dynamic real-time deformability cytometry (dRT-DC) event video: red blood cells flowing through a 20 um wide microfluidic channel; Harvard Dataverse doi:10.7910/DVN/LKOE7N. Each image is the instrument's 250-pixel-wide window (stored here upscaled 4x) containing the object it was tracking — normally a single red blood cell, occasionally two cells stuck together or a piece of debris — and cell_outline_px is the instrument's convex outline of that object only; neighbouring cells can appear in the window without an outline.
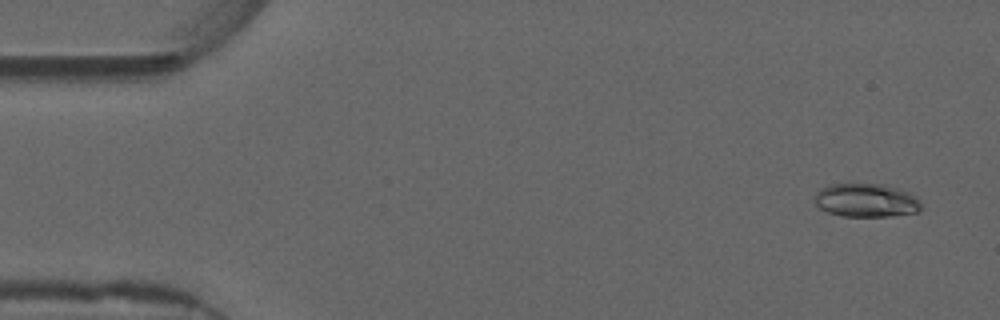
{"species": "common noctule bat (a hibernating species)", "species_latin": "Nyctalus noctula", "temperature_condition": "warm", "stored_images_in_passage": 55, "camera_frame_rate_fps": 3000, "um_per_image_px": 0.085, "animal": {"sex": "male", "forearm_length_mm": 52.5}, "frame": {"image": 1, "passage_image": 3, "time_ms": 0.667, "image_size_px": [1000, 320], "cell_outline_px": [[920, 212], [892, 216], [840, 216], [828, 212], [820, 208], [812, 200], [812, 196], [820, 188], [828, 184], [884, 184], [908, 192], [920, 200]], "centroid_in_image_um": [73.58, 17.03], "position_along_channel_um": 11.4, "area_um2": 21.04}}
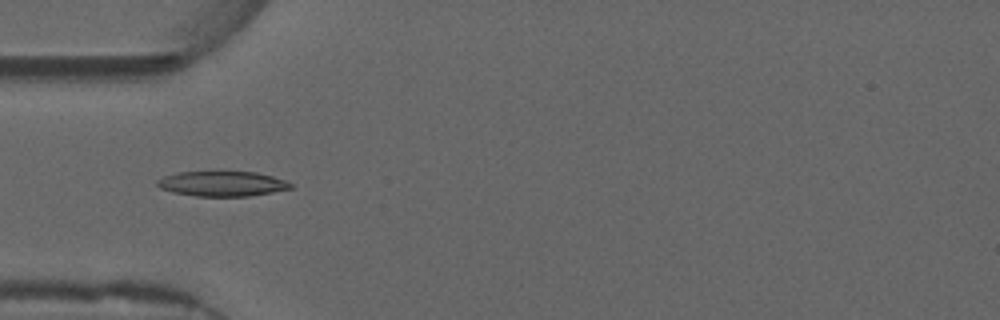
{"frame": {"image": 2, "passage_image": 17, "time_ms": 5.333, "image_size_px": [1000, 320], "cell_outline_px": [[292, 188], [272, 192], [248, 196], [196, 196], [172, 192], [160, 188], [156, 184], [156, 180], [164, 176], [180, 172], [256, 172], [272, 176], [284, 180], [292, 184]], "centroid_in_image_um": [18.86, 15.62], "position_along_channel_um": 66.1, "area_um2": 19.31}}
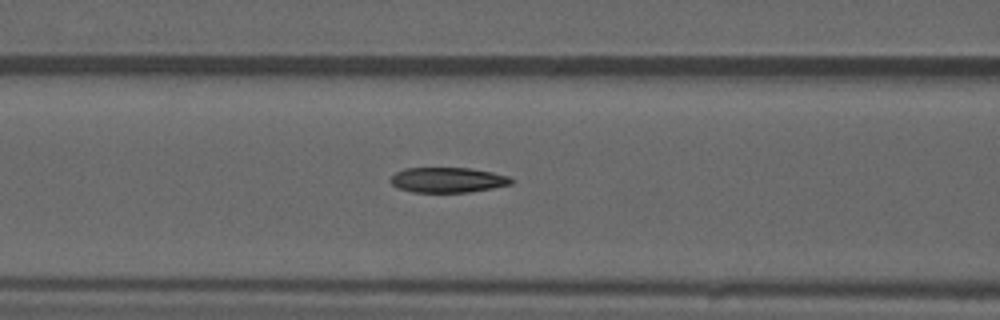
{"frame": {"image": 3, "passage_image": 22, "time_ms": 7.0, "image_size_px": [1000, 320], "cell_outline_px": [[512, 184], [492, 188], [468, 192], [412, 192], [400, 188], [392, 184], [388, 180], [396, 172], [404, 168], [468, 168], [492, 172], [508, 176], [512, 180]], "centroid_in_image_um": [38.03, 15.29], "position_along_channel_um": 128.6, "area_um2": 17.57}, "authors_computed_cell_mechanics": {"area_um2": 18.5538, "velocity_mm_per_s": 3.7294, "shape_relaxation_time_tau1_ms": null, "shape_relaxation_time_tau2_ms": 3.4984, "deformation_change_tau1": null, "deformation_change_tau2": 0.1059}}